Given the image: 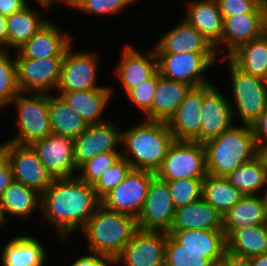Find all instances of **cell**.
<instances>
[{
	"label": "cell",
	"instance_id": "60d3db41",
	"mask_svg": "<svg viewBox=\"0 0 267 266\" xmlns=\"http://www.w3.org/2000/svg\"><path fill=\"white\" fill-rule=\"evenodd\" d=\"M131 169L130 163L125 158L117 160L93 185L97 197L101 200L124 180Z\"/></svg>",
	"mask_w": 267,
	"mask_h": 266
},
{
	"label": "cell",
	"instance_id": "2e32d148",
	"mask_svg": "<svg viewBox=\"0 0 267 266\" xmlns=\"http://www.w3.org/2000/svg\"><path fill=\"white\" fill-rule=\"evenodd\" d=\"M31 147L53 179L76 176L78 168L74 162V139L51 133L34 141Z\"/></svg>",
	"mask_w": 267,
	"mask_h": 266
},
{
	"label": "cell",
	"instance_id": "f6af8a7d",
	"mask_svg": "<svg viewBox=\"0 0 267 266\" xmlns=\"http://www.w3.org/2000/svg\"><path fill=\"white\" fill-rule=\"evenodd\" d=\"M115 265V259L108 255L89 252L84 256L77 258L71 266H112Z\"/></svg>",
	"mask_w": 267,
	"mask_h": 266
},
{
	"label": "cell",
	"instance_id": "5bb4252c",
	"mask_svg": "<svg viewBox=\"0 0 267 266\" xmlns=\"http://www.w3.org/2000/svg\"><path fill=\"white\" fill-rule=\"evenodd\" d=\"M17 63V84L20 92L28 94L49 93L57 90L64 57L43 59L15 58Z\"/></svg>",
	"mask_w": 267,
	"mask_h": 266
},
{
	"label": "cell",
	"instance_id": "7dc6e473",
	"mask_svg": "<svg viewBox=\"0 0 267 266\" xmlns=\"http://www.w3.org/2000/svg\"><path fill=\"white\" fill-rule=\"evenodd\" d=\"M14 181L10 164L0 149V200L4 190Z\"/></svg>",
	"mask_w": 267,
	"mask_h": 266
},
{
	"label": "cell",
	"instance_id": "44dd1931",
	"mask_svg": "<svg viewBox=\"0 0 267 266\" xmlns=\"http://www.w3.org/2000/svg\"><path fill=\"white\" fill-rule=\"evenodd\" d=\"M49 20L17 50L16 58L43 59L64 57L66 50L73 45L72 37ZM70 36V37H69Z\"/></svg>",
	"mask_w": 267,
	"mask_h": 266
},
{
	"label": "cell",
	"instance_id": "681fc988",
	"mask_svg": "<svg viewBox=\"0 0 267 266\" xmlns=\"http://www.w3.org/2000/svg\"><path fill=\"white\" fill-rule=\"evenodd\" d=\"M219 266H251L250 258L238 256L225 251Z\"/></svg>",
	"mask_w": 267,
	"mask_h": 266
},
{
	"label": "cell",
	"instance_id": "30bf717a",
	"mask_svg": "<svg viewBox=\"0 0 267 266\" xmlns=\"http://www.w3.org/2000/svg\"><path fill=\"white\" fill-rule=\"evenodd\" d=\"M155 175L154 172L131 169L124 180L101 199V204L106 209L137 219Z\"/></svg>",
	"mask_w": 267,
	"mask_h": 266
},
{
	"label": "cell",
	"instance_id": "6da1fadb",
	"mask_svg": "<svg viewBox=\"0 0 267 266\" xmlns=\"http://www.w3.org/2000/svg\"><path fill=\"white\" fill-rule=\"evenodd\" d=\"M100 204L93 185L75 176L53 180L41 194L40 212L64 240L81 230Z\"/></svg>",
	"mask_w": 267,
	"mask_h": 266
},
{
	"label": "cell",
	"instance_id": "5b68a950",
	"mask_svg": "<svg viewBox=\"0 0 267 266\" xmlns=\"http://www.w3.org/2000/svg\"><path fill=\"white\" fill-rule=\"evenodd\" d=\"M221 59H227L229 64L234 100V103H230L233 119L238 114L240 124L251 125L267 109V82L241 71L228 58Z\"/></svg>",
	"mask_w": 267,
	"mask_h": 266
},
{
	"label": "cell",
	"instance_id": "8d00e7d4",
	"mask_svg": "<svg viewBox=\"0 0 267 266\" xmlns=\"http://www.w3.org/2000/svg\"><path fill=\"white\" fill-rule=\"evenodd\" d=\"M164 266H215L199 251L188 250L167 233Z\"/></svg>",
	"mask_w": 267,
	"mask_h": 266
},
{
	"label": "cell",
	"instance_id": "1f68e13d",
	"mask_svg": "<svg viewBox=\"0 0 267 266\" xmlns=\"http://www.w3.org/2000/svg\"><path fill=\"white\" fill-rule=\"evenodd\" d=\"M226 251L247 258L267 253V224L234 230L226 238Z\"/></svg>",
	"mask_w": 267,
	"mask_h": 266
},
{
	"label": "cell",
	"instance_id": "7bdbcfd3",
	"mask_svg": "<svg viewBox=\"0 0 267 266\" xmlns=\"http://www.w3.org/2000/svg\"><path fill=\"white\" fill-rule=\"evenodd\" d=\"M136 1L137 0H80L72 9L79 10L85 14L89 13L105 16L112 13L116 14L124 9V7L126 8Z\"/></svg>",
	"mask_w": 267,
	"mask_h": 266
},
{
	"label": "cell",
	"instance_id": "ac0fdd59",
	"mask_svg": "<svg viewBox=\"0 0 267 266\" xmlns=\"http://www.w3.org/2000/svg\"><path fill=\"white\" fill-rule=\"evenodd\" d=\"M212 83L193 87L184 97L178 109L167 121L174 140L200 142L201 107L203 93Z\"/></svg>",
	"mask_w": 267,
	"mask_h": 266
},
{
	"label": "cell",
	"instance_id": "b9f144b4",
	"mask_svg": "<svg viewBox=\"0 0 267 266\" xmlns=\"http://www.w3.org/2000/svg\"><path fill=\"white\" fill-rule=\"evenodd\" d=\"M158 80L159 71H157L151 78L143 81L126 93L128 100L145 114L143 119L150 120V108L158 85Z\"/></svg>",
	"mask_w": 267,
	"mask_h": 266
},
{
	"label": "cell",
	"instance_id": "cb8c5ba5",
	"mask_svg": "<svg viewBox=\"0 0 267 266\" xmlns=\"http://www.w3.org/2000/svg\"><path fill=\"white\" fill-rule=\"evenodd\" d=\"M113 89L103 86L91 90L59 92V96L89 124L107 121L102 114L112 97Z\"/></svg>",
	"mask_w": 267,
	"mask_h": 266
},
{
	"label": "cell",
	"instance_id": "8fae6325",
	"mask_svg": "<svg viewBox=\"0 0 267 266\" xmlns=\"http://www.w3.org/2000/svg\"><path fill=\"white\" fill-rule=\"evenodd\" d=\"M267 32V0H263L251 13L223 18L221 41L214 47L220 57V46L224 44L227 58L239 46ZM219 51V52H218Z\"/></svg>",
	"mask_w": 267,
	"mask_h": 266
},
{
	"label": "cell",
	"instance_id": "f35d334b",
	"mask_svg": "<svg viewBox=\"0 0 267 266\" xmlns=\"http://www.w3.org/2000/svg\"><path fill=\"white\" fill-rule=\"evenodd\" d=\"M122 157L121 152L101 153L82 163L76 176L87 184L94 185L96 181ZM80 172V174H79Z\"/></svg>",
	"mask_w": 267,
	"mask_h": 266
},
{
	"label": "cell",
	"instance_id": "52a82bcc",
	"mask_svg": "<svg viewBox=\"0 0 267 266\" xmlns=\"http://www.w3.org/2000/svg\"><path fill=\"white\" fill-rule=\"evenodd\" d=\"M156 175L164 181L203 180L208 175L204 143L174 140Z\"/></svg>",
	"mask_w": 267,
	"mask_h": 266
},
{
	"label": "cell",
	"instance_id": "9a60e30c",
	"mask_svg": "<svg viewBox=\"0 0 267 266\" xmlns=\"http://www.w3.org/2000/svg\"><path fill=\"white\" fill-rule=\"evenodd\" d=\"M166 240L167 232L137 229L115 258V265L164 266Z\"/></svg>",
	"mask_w": 267,
	"mask_h": 266
},
{
	"label": "cell",
	"instance_id": "4316f807",
	"mask_svg": "<svg viewBox=\"0 0 267 266\" xmlns=\"http://www.w3.org/2000/svg\"><path fill=\"white\" fill-rule=\"evenodd\" d=\"M220 229L223 230V217L200 198L186 206L176 209L170 230Z\"/></svg>",
	"mask_w": 267,
	"mask_h": 266
},
{
	"label": "cell",
	"instance_id": "277c9868",
	"mask_svg": "<svg viewBox=\"0 0 267 266\" xmlns=\"http://www.w3.org/2000/svg\"><path fill=\"white\" fill-rule=\"evenodd\" d=\"M137 229L134 217L106 209L100 204L80 231L88 242V252L115 259Z\"/></svg>",
	"mask_w": 267,
	"mask_h": 266
},
{
	"label": "cell",
	"instance_id": "4dcf8cb0",
	"mask_svg": "<svg viewBox=\"0 0 267 266\" xmlns=\"http://www.w3.org/2000/svg\"><path fill=\"white\" fill-rule=\"evenodd\" d=\"M41 194L20 182L13 181L3 192L0 204L5 218L7 215L26 219L32 212L40 209Z\"/></svg>",
	"mask_w": 267,
	"mask_h": 266
},
{
	"label": "cell",
	"instance_id": "f5cc1de1",
	"mask_svg": "<svg viewBox=\"0 0 267 266\" xmlns=\"http://www.w3.org/2000/svg\"><path fill=\"white\" fill-rule=\"evenodd\" d=\"M39 5L42 6V8L46 11L55 3L57 4V0H36Z\"/></svg>",
	"mask_w": 267,
	"mask_h": 266
},
{
	"label": "cell",
	"instance_id": "3957f363",
	"mask_svg": "<svg viewBox=\"0 0 267 266\" xmlns=\"http://www.w3.org/2000/svg\"><path fill=\"white\" fill-rule=\"evenodd\" d=\"M235 125L204 143L209 175L226 177L260 154L251 125Z\"/></svg>",
	"mask_w": 267,
	"mask_h": 266
},
{
	"label": "cell",
	"instance_id": "11a10c76",
	"mask_svg": "<svg viewBox=\"0 0 267 266\" xmlns=\"http://www.w3.org/2000/svg\"><path fill=\"white\" fill-rule=\"evenodd\" d=\"M7 219L5 218L4 212H3V208L1 207L0 204V226L6 225L5 223H7Z\"/></svg>",
	"mask_w": 267,
	"mask_h": 266
},
{
	"label": "cell",
	"instance_id": "83f0119b",
	"mask_svg": "<svg viewBox=\"0 0 267 266\" xmlns=\"http://www.w3.org/2000/svg\"><path fill=\"white\" fill-rule=\"evenodd\" d=\"M2 251L3 266H45L47 260L45 247L29 235L12 238Z\"/></svg>",
	"mask_w": 267,
	"mask_h": 266
},
{
	"label": "cell",
	"instance_id": "ee69618b",
	"mask_svg": "<svg viewBox=\"0 0 267 266\" xmlns=\"http://www.w3.org/2000/svg\"><path fill=\"white\" fill-rule=\"evenodd\" d=\"M222 17L251 13L263 0H215Z\"/></svg>",
	"mask_w": 267,
	"mask_h": 266
},
{
	"label": "cell",
	"instance_id": "db71d44e",
	"mask_svg": "<svg viewBox=\"0 0 267 266\" xmlns=\"http://www.w3.org/2000/svg\"><path fill=\"white\" fill-rule=\"evenodd\" d=\"M80 0H57V4H64L70 7L71 9L78 3Z\"/></svg>",
	"mask_w": 267,
	"mask_h": 266
},
{
	"label": "cell",
	"instance_id": "d6986e66",
	"mask_svg": "<svg viewBox=\"0 0 267 266\" xmlns=\"http://www.w3.org/2000/svg\"><path fill=\"white\" fill-rule=\"evenodd\" d=\"M213 84L203 93L201 107L200 143L218 137L234 123L230 100Z\"/></svg>",
	"mask_w": 267,
	"mask_h": 266
},
{
	"label": "cell",
	"instance_id": "74e56055",
	"mask_svg": "<svg viewBox=\"0 0 267 266\" xmlns=\"http://www.w3.org/2000/svg\"><path fill=\"white\" fill-rule=\"evenodd\" d=\"M20 93L17 84V63L11 59L7 50H0V109Z\"/></svg>",
	"mask_w": 267,
	"mask_h": 266
},
{
	"label": "cell",
	"instance_id": "f907efd6",
	"mask_svg": "<svg viewBox=\"0 0 267 266\" xmlns=\"http://www.w3.org/2000/svg\"><path fill=\"white\" fill-rule=\"evenodd\" d=\"M0 49L7 50V22L6 17L0 14Z\"/></svg>",
	"mask_w": 267,
	"mask_h": 266
},
{
	"label": "cell",
	"instance_id": "816d5d0a",
	"mask_svg": "<svg viewBox=\"0 0 267 266\" xmlns=\"http://www.w3.org/2000/svg\"><path fill=\"white\" fill-rule=\"evenodd\" d=\"M251 266H267V253L250 258Z\"/></svg>",
	"mask_w": 267,
	"mask_h": 266
},
{
	"label": "cell",
	"instance_id": "f1b7e54d",
	"mask_svg": "<svg viewBox=\"0 0 267 266\" xmlns=\"http://www.w3.org/2000/svg\"><path fill=\"white\" fill-rule=\"evenodd\" d=\"M191 88L185 83L166 79L159 73L158 85L150 108V120L167 122Z\"/></svg>",
	"mask_w": 267,
	"mask_h": 266
},
{
	"label": "cell",
	"instance_id": "8992f818",
	"mask_svg": "<svg viewBox=\"0 0 267 266\" xmlns=\"http://www.w3.org/2000/svg\"><path fill=\"white\" fill-rule=\"evenodd\" d=\"M24 94V95H23ZM20 92L11 102L17 109L18 135L9 139L17 144L31 145L34 141L50 135L49 93L26 95Z\"/></svg>",
	"mask_w": 267,
	"mask_h": 266
},
{
	"label": "cell",
	"instance_id": "4fadbf2b",
	"mask_svg": "<svg viewBox=\"0 0 267 266\" xmlns=\"http://www.w3.org/2000/svg\"><path fill=\"white\" fill-rule=\"evenodd\" d=\"M72 45L66 50L62 62L57 92L83 91L100 88L98 81V54L73 51Z\"/></svg>",
	"mask_w": 267,
	"mask_h": 266
},
{
	"label": "cell",
	"instance_id": "7c38bea8",
	"mask_svg": "<svg viewBox=\"0 0 267 266\" xmlns=\"http://www.w3.org/2000/svg\"><path fill=\"white\" fill-rule=\"evenodd\" d=\"M175 212L176 207L167 181L155 175L150 182L142 211L136 219L137 228L168 233L172 227Z\"/></svg>",
	"mask_w": 267,
	"mask_h": 266
},
{
	"label": "cell",
	"instance_id": "ffe728a7",
	"mask_svg": "<svg viewBox=\"0 0 267 266\" xmlns=\"http://www.w3.org/2000/svg\"><path fill=\"white\" fill-rule=\"evenodd\" d=\"M121 52L114 75L126 94L158 71V59L154 48L142 54L134 46L127 44Z\"/></svg>",
	"mask_w": 267,
	"mask_h": 266
},
{
	"label": "cell",
	"instance_id": "e575fe53",
	"mask_svg": "<svg viewBox=\"0 0 267 266\" xmlns=\"http://www.w3.org/2000/svg\"><path fill=\"white\" fill-rule=\"evenodd\" d=\"M226 178L243 195H258V191H264L267 183L266 161L259 154L236 168Z\"/></svg>",
	"mask_w": 267,
	"mask_h": 266
},
{
	"label": "cell",
	"instance_id": "6f0895ef",
	"mask_svg": "<svg viewBox=\"0 0 267 266\" xmlns=\"http://www.w3.org/2000/svg\"><path fill=\"white\" fill-rule=\"evenodd\" d=\"M266 189H264V193H262V198L264 200L265 205L267 206V183H266Z\"/></svg>",
	"mask_w": 267,
	"mask_h": 266
},
{
	"label": "cell",
	"instance_id": "d6a6232c",
	"mask_svg": "<svg viewBox=\"0 0 267 266\" xmlns=\"http://www.w3.org/2000/svg\"><path fill=\"white\" fill-rule=\"evenodd\" d=\"M38 15L29 4L22 10L6 17L7 50L22 47L48 20Z\"/></svg>",
	"mask_w": 267,
	"mask_h": 266
},
{
	"label": "cell",
	"instance_id": "836d02e7",
	"mask_svg": "<svg viewBox=\"0 0 267 266\" xmlns=\"http://www.w3.org/2000/svg\"><path fill=\"white\" fill-rule=\"evenodd\" d=\"M51 132L75 139L88 127V123L58 95L49 94Z\"/></svg>",
	"mask_w": 267,
	"mask_h": 266
},
{
	"label": "cell",
	"instance_id": "f546056e",
	"mask_svg": "<svg viewBox=\"0 0 267 266\" xmlns=\"http://www.w3.org/2000/svg\"><path fill=\"white\" fill-rule=\"evenodd\" d=\"M241 71L267 79V32L239 46L227 57Z\"/></svg>",
	"mask_w": 267,
	"mask_h": 266
},
{
	"label": "cell",
	"instance_id": "ab89813d",
	"mask_svg": "<svg viewBox=\"0 0 267 266\" xmlns=\"http://www.w3.org/2000/svg\"><path fill=\"white\" fill-rule=\"evenodd\" d=\"M176 209L202 198V179H177L167 181Z\"/></svg>",
	"mask_w": 267,
	"mask_h": 266
},
{
	"label": "cell",
	"instance_id": "ba28073f",
	"mask_svg": "<svg viewBox=\"0 0 267 266\" xmlns=\"http://www.w3.org/2000/svg\"><path fill=\"white\" fill-rule=\"evenodd\" d=\"M158 71L169 80H175L193 87L211 83L203 73L217 60H221L216 53H156Z\"/></svg>",
	"mask_w": 267,
	"mask_h": 266
},
{
	"label": "cell",
	"instance_id": "9f6ffc18",
	"mask_svg": "<svg viewBox=\"0 0 267 266\" xmlns=\"http://www.w3.org/2000/svg\"><path fill=\"white\" fill-rule=\"evenodd\" d=\"M260 154L264 157L267 164V145L260 150Z\"/></svg>",
	"mask_w": 267,
	"mask_h": 266
},
{
	"label": "cell",
	"instance_id": "7402d4cb",
	"mask_svg": "<svg viewBox=\"0 0 267 266\" xmlns=\"http://www.w3.org/2000/svg\"><path fill=\"white\" fill-rule=\"evenodd\" d=\"M154 50L156 53H216L214 46L185 19L165 32Z\"/></svg>",
	"mask_w": 267,
	"mask_h": 266
},
{
	"label": "cell",
	"instance_id": "d4e9b609",
	"mask_svg": "<svg viewBox=\"0 0 267 266\" xmlns=\"http://www.w3.org/2000/svg\"><path fill=\"white\" fill-rule=\"evenodd\" d=\"M222 217L227 238L234 230L267 224V206L261 195H245Z\"/></svg>",
	"mask_w": 267,
	"mask_h": 266
},
{
	"label": "cell",
	"instance_id": "484cf974",
	"mask_svg": "<svg viewBox=\"0 0 267 266\" xmlns=\"http://www.w3.org/2000/svg\"><path fill=\"white\" fill-rule=\"evenodd\" d=\"M185 20L194 26L214 47L221 41L223 17L215 0H192Z\"/></svg>",
	"mask_w": 267,
	"mask_h": 266
},
{
	"label": "cell",
	"instance_id": "c3c4849f",
	"mask_svg": "<svg viewBox=\"0 0 267 266\" xmlns=\"http://www.w3.org/2000/svg\"><path fill=\"white\" fill-rule=\"evenodd\" d=\"M27 0H0V14L7 17L28 5Z\"/></svg>",
	"mask_w": 267,
	"mask_h": 266
},
{
	"label": "cell",
	"instance_id": "7a4b0ae2",
	"mask_svg": "<svg viewBox=\"0 0 267 266\" xmlns=\"http://www.w3.org/2000/svg\"><path fill=\"white\" fill-rule=\"evenodd\" d=\"M173 142L174 137L167 122L144 119L122 130L121 155L132 169L156 173Z\"/></svg>",
	"mask_w": 267,
	"mask_h": 266
},
{
	"label": "cell",
	"instance_id": "603a6c76",
	"mask_svg": "<svg viewBox=\"0 0 267 266\" xmlns=\"http://www.w3.org/2000/svg\"><path fill=\"white\" fill-rule=\"evenodd\" d=\"M170 233L185 249L199 251L215 266H219L226 251V238L220 229L170 230Z\"/></svg>",
	"mask_w": 267,
	"mask_h": 266
},
{
	"label": "cell",
	"instance_id": "bcb514c9",
	"mask_svg": "<svg viewBox=\"0 0 267 266\" xmlns=\"http://www.w3.org/2000/svg\"><path fill=\"white\" fill-rule=\"evenodd\" d=\"M253 135L259 150L267 145V109L251 124Z\"/></svg>",
	"mask_w": 267,
	"mask_h": 266
},
{
	"label": "cell",
	"instance_id": "e0dca14e",
	"mask_svg": "<svg viewBox=\"0 0 267 266\" xmlns=\"http://www.w3.org/2000/svg\"><path fill=\"white\" fill-rule=\"evenodd\" d=\"M121 140L122 131L113 121L88 125L87 129L74 139V162L77 168L98 154L121 152L118 151Z\"/></svg>",
	"mask_w": 267,
	"mask_h": 266
},
{
	"label": "cell",
	"instance_id": "9c48e42d",
	"mask_svg": "<svg viewBox=\"0 0 267 266\" xmlns=\"http://www.w3.org/2000/svg\"><path fill=\"white\" fill-rule=\"evenodd\" d=\"M0 149L11 166L14 181L35 189L40 194L53 182L54 179L31 145L6 141L0 143Z\"/></svg>",
	"mask_w": 267,
	"mask_h": 266
},
{
	"label": "cell",
	"instance_id": "d590c367",
	"mask_svg": "<svg viewBox=\"0 0 267 266\" xmlns=\"http://www.w3.org/2000/svg\"><path fill=\"white\" fill-rule=\"evenodd\" d=\"M245 195L238 191L226 177L207 175L203 179L202 198L225 215Z\"/></svg>",
	"mask_w": 267,
	"mask_h": 266
}]
</instances>
